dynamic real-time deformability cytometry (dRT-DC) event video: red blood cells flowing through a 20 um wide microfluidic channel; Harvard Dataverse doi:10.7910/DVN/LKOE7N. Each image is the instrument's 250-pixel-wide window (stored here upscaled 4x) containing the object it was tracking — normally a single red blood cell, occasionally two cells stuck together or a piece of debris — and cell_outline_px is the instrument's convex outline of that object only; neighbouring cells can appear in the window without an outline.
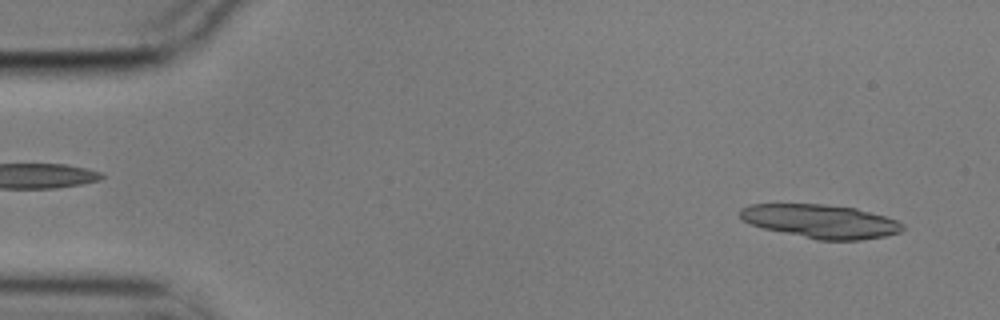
{"species": "common noctule bat (a hibernating species)", "species_latin": "Nyctalus noctula", "temperature_condition": "cold", "stored_images_in_passage": 31, "camera_frame_rate_fps": 3000, "um_per_image_px": 0.085, "animal": {"sex": "male", "body_mass_g": 17.9}, "frame": {"image": 1, "passage_image": 3, "time_ms": 0.667, "image_size_px": [1000, 320], "cell_outline_px": [[904, 228], [900, 232], [884, 236], [860, 240], [816, 240], [764, 228], [752, 224], [744, 220], [740, 216], [740, 208], [748, 204], [824, 204], [856, 208], [884, 216], [896, 220], [904, 224]], "centroid_in_image_um": [69.76, 18.81], "position_along_channel_um": 15.2, "area_um2": 31.73}}